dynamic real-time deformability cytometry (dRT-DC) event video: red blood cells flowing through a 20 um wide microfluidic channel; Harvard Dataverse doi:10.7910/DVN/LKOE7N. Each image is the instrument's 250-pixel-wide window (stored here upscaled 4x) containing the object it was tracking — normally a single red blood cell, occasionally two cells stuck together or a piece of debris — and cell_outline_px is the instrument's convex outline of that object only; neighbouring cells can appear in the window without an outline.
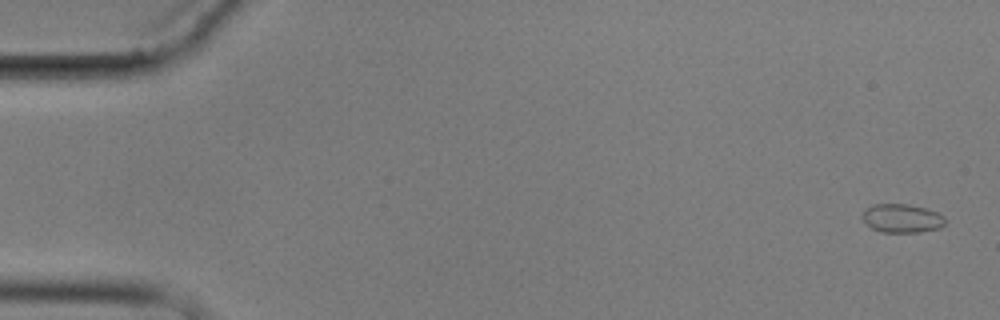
{"species": "common noctule bat (a hibernating species)", "species_latin": "Nyctalus noctula", "temperature_condition": "cold", "stored_images_in_passage": 7, "camera_frame_rate_fps": 3000, "um_per_image_px": 0.085, "animal": {"sex": "male", "body_mass_g": 17.9}, "frame": {"image": 1, "passage_image": 1, "time_ms": 0.0, "image_size_px": [1000, 320], "cell_outline_px": [[948, 220], [940, 228], [920, 232], [880, 232], [872, 228], [860, 216], [864, 208], [872, 204], [908, 204], [924, 208], [936, 212], [944, 216]], "centroid_in_image_um": [76.65, 18.55], "position_along_channel_um": 8.3, "area_um2": 13.99}}
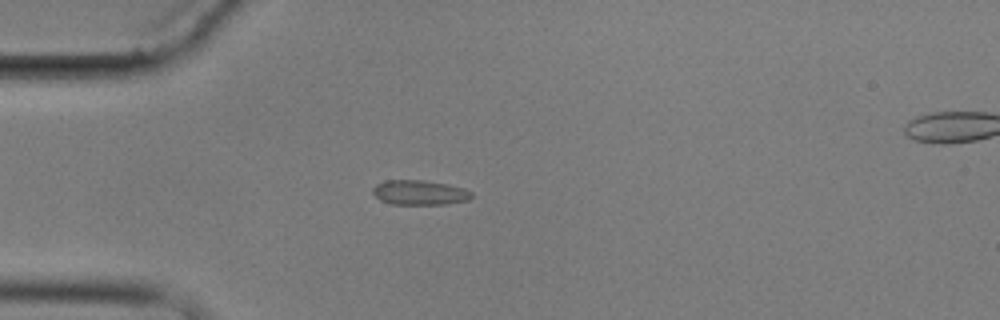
{"frame": {"image": 2, "passage_image": 5, "time_ms": 4.667, "image_size_px": [1000, 320], "cell_outline_px": [[472, 196], [468, 200], [444, 204], [392, 204], [380, 200], [372, 192], [372, 188], [376, 184], [384, 180], [424, 180], [448, 184], [464, 188], [472, 192]], "centroid_in_image_um": [35.65, 16.36], "position_along_channel_um": 49.4, "area_um2": 14.28}}
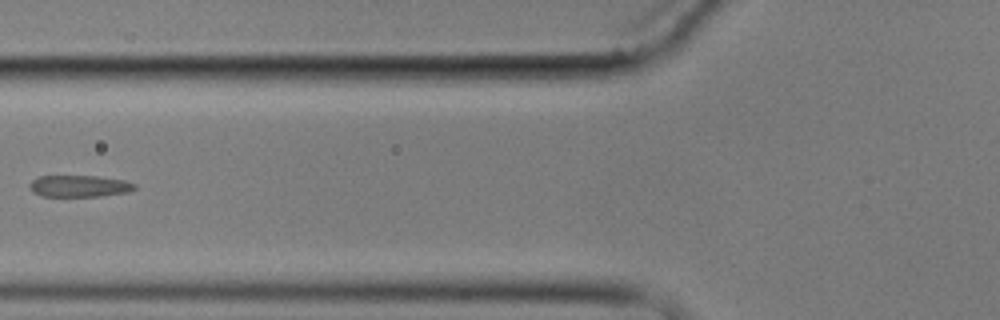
{"frame": {"image": 3, "passage_image": 7, "time_ms": 7.0, "image_size_px": [1000, 320], "cell_outline_px": [[136, 188], [128, 192], [100, 196], [40, 196], [32, 192], [28, 188], [28, 184], [32, 180], [40, 176], [96, 176], [124, 180], [136, 184]], "centroid_in_image_um": [6.7, 15.82], "position_along_channel_um": 119.1, "area_um2": 13.35}}